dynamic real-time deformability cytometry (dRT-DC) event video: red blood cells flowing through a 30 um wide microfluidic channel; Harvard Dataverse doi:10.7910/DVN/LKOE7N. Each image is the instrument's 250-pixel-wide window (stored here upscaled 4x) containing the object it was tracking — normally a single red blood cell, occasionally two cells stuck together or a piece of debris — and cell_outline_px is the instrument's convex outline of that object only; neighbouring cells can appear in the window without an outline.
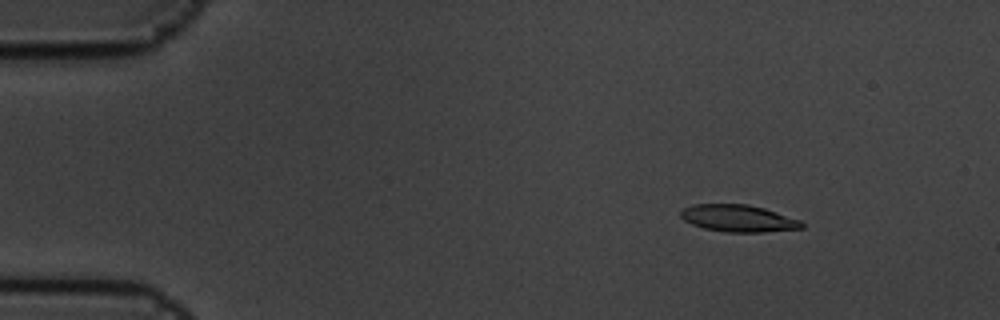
{"species": "common noctule bat (a hibernating species)", "species_latin": "Nyctalus noctula", "temperature_condition": "cold", "stored_images_in_passage": 6, "camera_frame_rate_fps": 3000, "um_per_image_px": 0.085, "animal": {"sex": "male", "body_mass_g": 19.5, "forearm_length_mm": 54.6}, "frame": {"image": 1, "passage_image": 3, "time_ms": 0.667, "image_size_px": [1000, 320], "cell_outline_px": [[804, 228], [764, 232], [724, 232], [704, 228], [692, 224], [684, 220], [680, 216], [680, 212], [684, 208], [692, 204], [748, 204], [764, 208], [800, 220], [804, 224]], "centroid_in_image_um": [62.75, 18.56], "position_along_channel_um": 22.3, "area_um2": 19.07}}
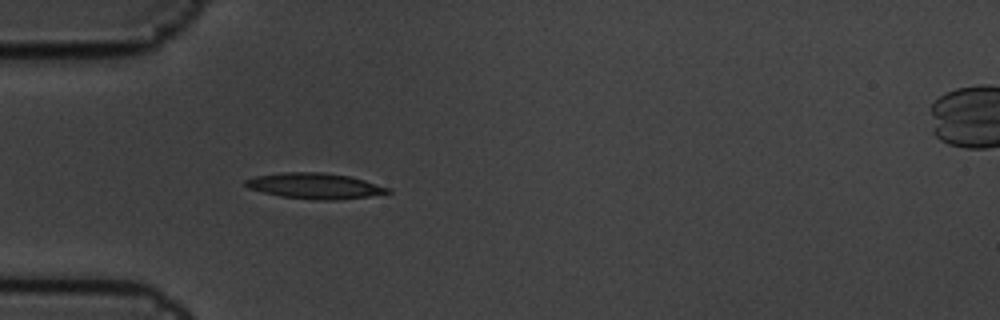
{"frame": {"image": 2, "passage_image": 6, "time_ms": 1.667, "image_size_px": [1000, 320], "cell_outline_px": [[392, 192], [368, 196], [336, 200], [316, 200], [280, 196], [248, 188], [244, 184], [244, 180], [256, 176], [284, 172], [324, 172], [348, 176], [364, 180], [392, 188]], "centroid_in_image_um": [26.78, 15.8], "position_along_channel_um": 58.2, "area_um2": 21.27}}